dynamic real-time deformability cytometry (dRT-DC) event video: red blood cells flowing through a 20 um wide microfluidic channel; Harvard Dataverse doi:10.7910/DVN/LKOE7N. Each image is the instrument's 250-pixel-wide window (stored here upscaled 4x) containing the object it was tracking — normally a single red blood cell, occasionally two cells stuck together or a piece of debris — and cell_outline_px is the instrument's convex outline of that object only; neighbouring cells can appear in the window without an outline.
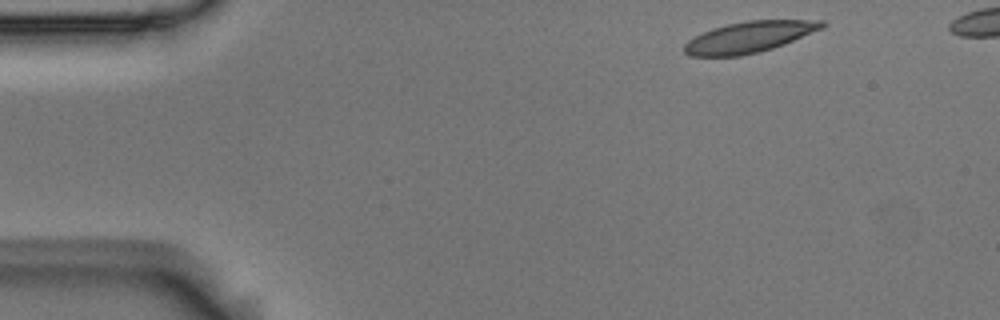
{"species": "Egyptian fruit bat (a non-hibernating species)", "species_latin": "Rousettus aegyptiacus", "temperature_condition": "room temperature", "stored_images_in_passage": 11, "camera_frame_rate_fps": 3000, "um_per_image_px": 0.085, "animal": {"sex": "male"}, "frame": {"image": 1, "passage_image": 1, "time_ms": 0.0, "image_size_px": [1000, 320], "cell_outline_px": [[828, 24], [824, 28], [784, 44], [772, 48], [740, 56], [692, 56], [684, 52], [684, 44], [688, 40], [712, 28], [728, 24], [748, 20], [824, 20]], "centroid_in_image_um": [63.72, 3.14], "position_along_channel_um": 21.3, "area_um2": 24.8}}
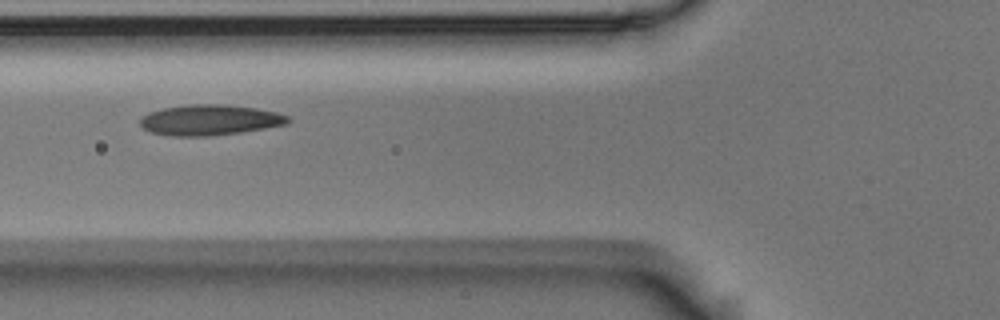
{"frame": {"image": 2, "passage_image": 5, "time_ms": 1.333, "image_size_px": [1000, 320], "cell_outline_px": [[292, 120], [288, 124], [240, 132], [208, 136], [172, 136], [152, 132], [144, 128], [140, 124], [140, 116], [148, 112], [164, 108], [188, 104], [224, 104], [256, 108], [276, 112], [288, 116]], "centroid_in_image_um": [17.83, 10.19], "position_along_channel_um": 108.0, "area_um2": 26.36}}
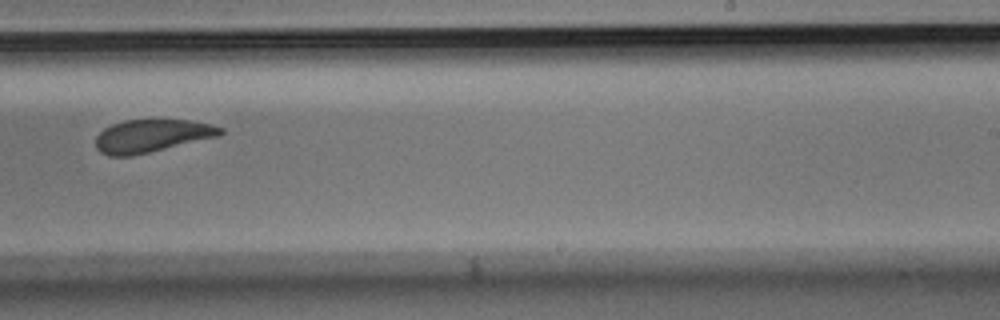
{"frame": {"image": 3, "passage_image": 9, "time_ms": 2.667, "image_size_px": [1000, 320], "cell_outline_px": [[224, 132], [220, 136], [132, 156], [108, 156], [100, 152], [96, 148], [96, 136], [104, 128], [112, 124], [124, 120], [188, 120], [212, 124], [224, 128]], "centroid_in_image_um": [12.91, 11.55], "position_along_channel_um": 276.1, "area_um2": 23.93}}